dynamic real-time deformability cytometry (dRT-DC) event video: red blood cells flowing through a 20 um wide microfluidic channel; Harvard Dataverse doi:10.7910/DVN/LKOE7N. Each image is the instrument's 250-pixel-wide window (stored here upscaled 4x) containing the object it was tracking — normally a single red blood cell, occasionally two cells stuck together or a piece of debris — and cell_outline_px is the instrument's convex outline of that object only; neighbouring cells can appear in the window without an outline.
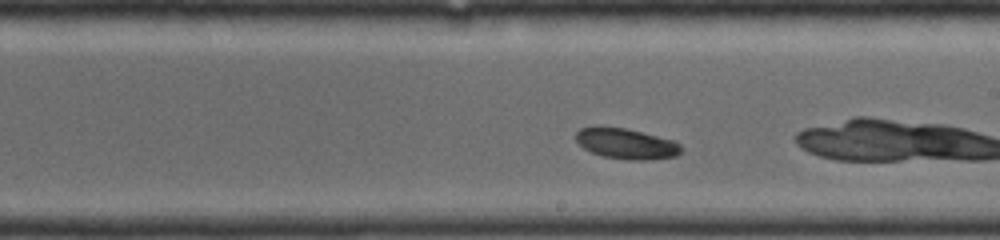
{"species": "common noctule bat (a hibernating species)", "species_latin": "Nyctalus noctula", "temperature_condition": "room temperature", "stored_images_in_passage": 16, "camera_frame_rate_fps": 4000, "um_per_image_px": 0.085, "animal": {"sex": "female", "body_mass_g": 19.0, "forearm_length_mm": 56.7}, "frame": {"image": 1, "passage_image": 12, "time_ms": 3.75, "image_size_px": [1000, 240], "cell_outline_px": [[680, 152], [676, 156], [652, 160], [628, 160], [604, 156], [592, 152], [584, 148], [576, 140], [576, 132], [580, 128], [596, 124], [600, 124], [624, 128], [676, 140], [680, 144]], "centroid_in_image_um": [53.21, 12.18], "position_along_channel_um": 235.8, "area_um2": 19.13}}